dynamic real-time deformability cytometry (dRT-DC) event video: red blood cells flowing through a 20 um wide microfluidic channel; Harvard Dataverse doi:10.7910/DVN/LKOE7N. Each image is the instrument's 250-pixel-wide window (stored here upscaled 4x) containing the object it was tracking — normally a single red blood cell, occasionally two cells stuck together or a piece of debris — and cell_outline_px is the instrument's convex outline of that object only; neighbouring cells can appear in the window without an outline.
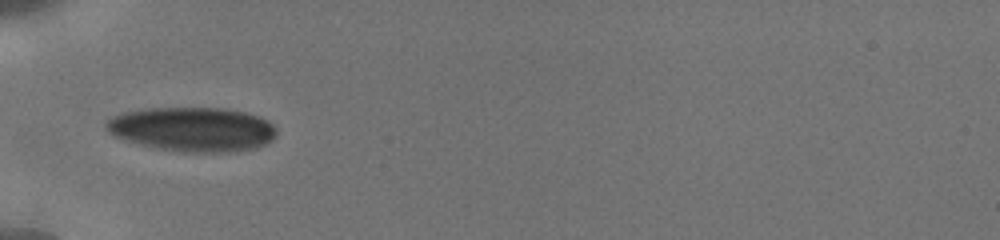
{"species": "human", "species_latin": "Homo sapiens", "temperature_condition": "cold", "stored_images_in_passage": 11, "camera_frame_rate_fps": 3000, "um_per_image_px": 0.085, "donor": {"sex": "male"}, "frame": {"image": 1, "passage_image": 7, "time_ms": 6.0, "image_size_px": [1000, 240], "cell_outline_px": [[276, 132], [264, 144], [256, 148], [236, 152], [180, 152], [156, 148], [112, 136], [108, 132], [104, 124], [112, 116], [124, 112], [144, 108], [224, 108], [244, 112], [260, 116], [268, 120], [276, 128]], "centroid_in_image_um": [16.34, 10.98], "position_along_channel_um": 68.7, "area_um2": 44.1}}
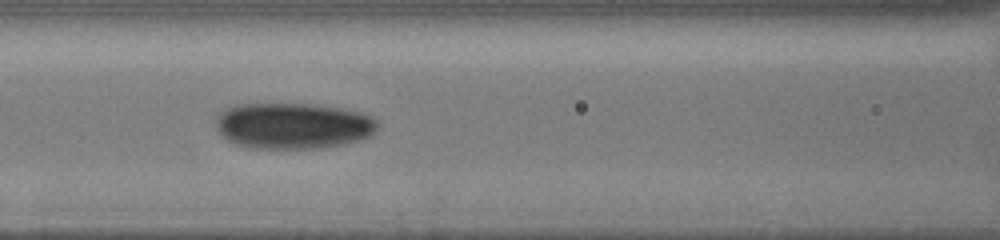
{"frame": {"image": 2, "passage_image": 10, "time_ms": 8.0, "image_size_px": [1000, 240], "cell_outline_px": [[380, 124], [368, 136], [360, 140], [320, 148], [248, 148], [236, 144], [228, 140], [216, 128], [216, 116], [224, 108], [236, 104], [316, 104], [340, 108], [360, 112], [372, 116]], "centroid_in_image_um": [24.88, 10.68], "position_along_channel_um": 141.7, "area_um2": 43.47}}